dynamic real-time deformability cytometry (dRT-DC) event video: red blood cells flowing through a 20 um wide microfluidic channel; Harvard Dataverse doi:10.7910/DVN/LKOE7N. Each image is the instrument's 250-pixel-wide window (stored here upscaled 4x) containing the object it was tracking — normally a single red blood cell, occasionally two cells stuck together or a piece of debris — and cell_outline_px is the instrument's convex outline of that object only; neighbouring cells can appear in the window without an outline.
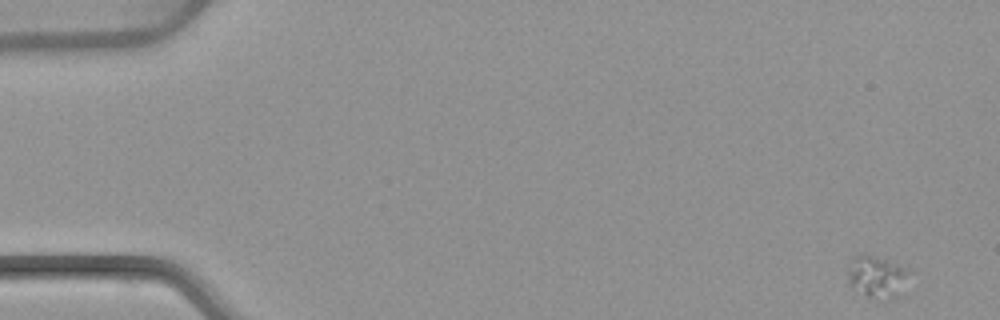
{"species": "common noctule bat (a hibernating species)", "species_latin": "Nyctalus noctula", "temperature_condition": "warm", "stored_images_in_passage": 5, "camera_frame_rate_fps": 3000, "um_per_image_px": 0.085, "animal": {"sex": "female", "body_mass_g": 22.7, "forearm_length_mm": 54.2}, "frame": {"image": 1, "passage_image": 1, "time_ms": 0.0, "image_size_px": [1000, 320], "cell_outline_px": [[908, 268], [892, 300], [888, 300], [868, 296], [852, 288], [848, 280], [848, 264], [852, 256], [860, 252], [864, 252]], "centroid_in_image_um": [74.37, 23.45], "position_along_channel_um": 10.6, "area_um2": 14.39}}